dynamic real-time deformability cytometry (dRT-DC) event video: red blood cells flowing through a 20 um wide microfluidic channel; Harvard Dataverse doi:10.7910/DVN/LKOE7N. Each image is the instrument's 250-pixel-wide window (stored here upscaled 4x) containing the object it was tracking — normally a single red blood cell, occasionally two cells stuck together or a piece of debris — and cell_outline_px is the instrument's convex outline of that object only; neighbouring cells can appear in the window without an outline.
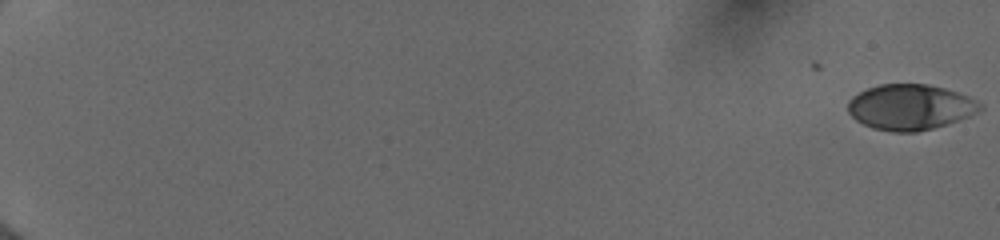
{"species": "human", "species_latin": "Homo sapiens", "temperature_condition": "cold", "stored_images_in_passage": 55, "camera_frame_rate_fps": 3000, "um_per_image_px": 0.085, "donor": {"sex": "female"}, "frame": {"image": 1, "passage_image": 1, "time_ms": 0.0, "image_size_px": [1000, 240], "cell_outline_px": [[984, 108], [968, 116], [932, 128], [916, 132], [892, 132], [872, 128], [856, 120], [848, 112], [848, 100], [852, 96], [868, 88], [880, 84], [928, 84], [944, 88], [968, 96], [984, 104]], "centroid_in_image_um": [77.35, 9.1], "position_along_channel_um": 7.6, "area_um2": 34.91}}
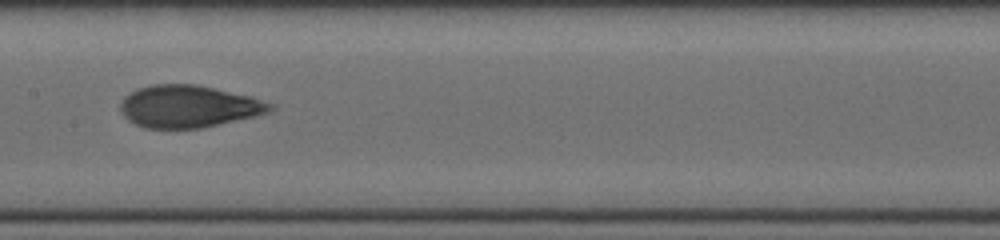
{"frame": {"image": 2, "passage_image": 32, "time_ms": 10.333, "image_size_px": [1000, 240], "cell_outline_px": [[276, 108], [268, 112], [256, 116], [200, 128], [144, 128], [128, 120], [120, 112], [120, 104], [124, 96], [136, 88], [152, 84], [196, 84], [252, 96], [276, 104]], "centroid_in_image_um": [16.04, 9.03], "position_along_channel_um": 191.4, "area_um2": 37.17}}
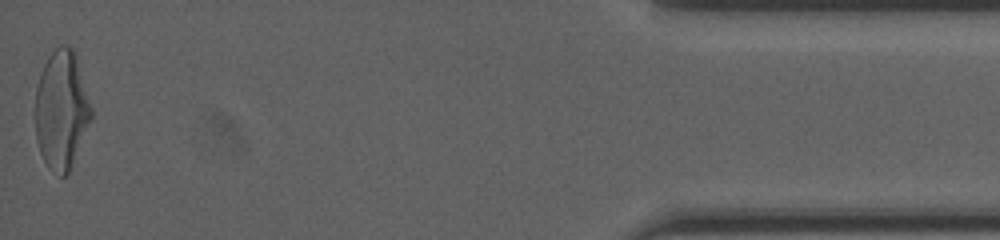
{"frame": {"image": 3, "passage_image": 55, "time_ms": 18.0, "image_size_px": [1000, 240], "cell_outline_px": [[92, 116], [68, 172], [64, 176], [60, 176], [48, 168], [40, 152], [36, 136], [36, 88], [40, 72], [48, 56], [60, 44], [68, 44], [76, 52], [92, 108]], "centroid_in_image_um": [5.22, 9.27], "position_along_channel_um": 430.0, "area_um2": 38.49}, "authors_computed_cell_mechanics": {"area_um2": 36.0672, "velocity_mm_per_s": 4.0079, "shape_relaxation_time_tau1_ms": 4.8293, "shape_relaxation_time_tau2_ms": 1.0534, "deformation_change_tau1": 0.196, "deformation_change_tau2": 0.0608}}